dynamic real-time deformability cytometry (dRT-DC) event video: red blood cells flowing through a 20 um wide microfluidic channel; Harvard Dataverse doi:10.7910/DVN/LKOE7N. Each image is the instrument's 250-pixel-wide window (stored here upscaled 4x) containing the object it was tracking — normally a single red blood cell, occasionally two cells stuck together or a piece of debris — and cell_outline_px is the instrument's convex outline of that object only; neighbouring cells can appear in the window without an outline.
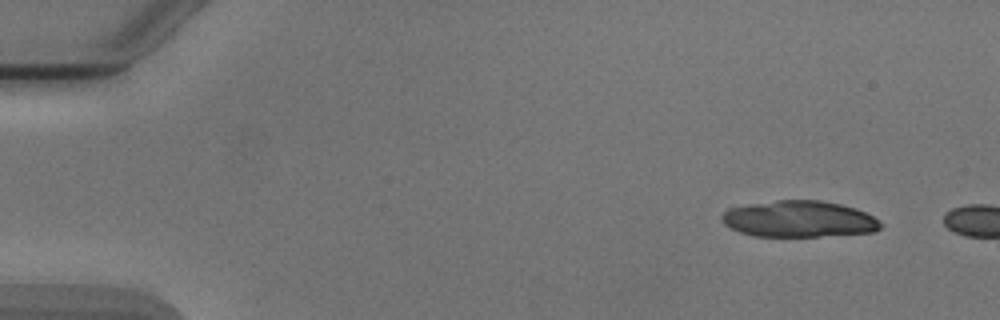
{"species": "Egyptian fruit bat (a non-hibernating species)", "species_latin": "Rousettus aegyptiacus", "temperature_condition": "cold", "stored_images_in_passage": 4, "camera_frame_rate_fps": 3000, "um_per_image_px": 0.085, "animal": {"sex": "male"}, "frame": {"image": 1, "passage_image": 1, "time_ms": 0.0, "image_size_px": [1000, 320], "cell_outline_px": [[884, 224], [876, 232], [820, 236], [752, 236], [740, 232], [724, 224], [720, 216], [728, 208], [748, 204], [776, 200], [820, 200], [840, 204], [856, 208], [880, 220]], "centroid_in_image_um": [67.93, 18.61], "position_along_channel_um": 17.1, "area_um2": 33.81}}